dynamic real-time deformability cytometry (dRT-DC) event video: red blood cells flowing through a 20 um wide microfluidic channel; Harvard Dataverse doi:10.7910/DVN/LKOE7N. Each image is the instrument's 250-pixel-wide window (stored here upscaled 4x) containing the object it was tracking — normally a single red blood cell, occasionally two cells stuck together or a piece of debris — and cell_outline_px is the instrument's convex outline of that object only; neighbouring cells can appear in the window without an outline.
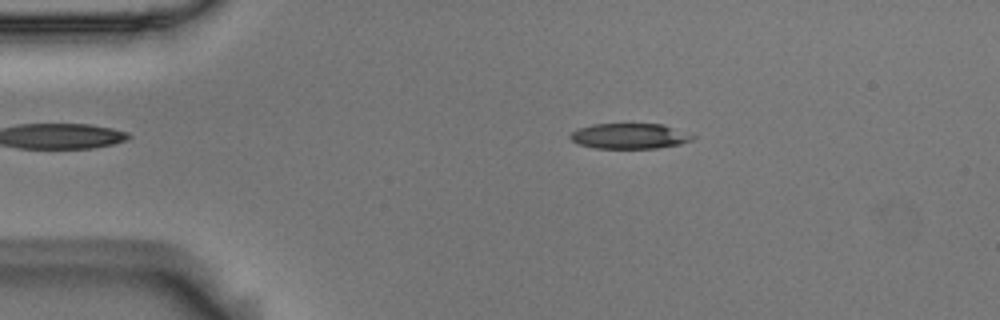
{"species": "Egyptian fruit bat (a non-hibernating species)", "species_latin": "Rousettus aegyptiacus", "temperature_condition": "room temperature", "stored_images_in_passage": 54, "camera_frame_rate_fps": 3000, "um_per_image_px": 0.085, "animal": {"sex": "male"}, "frame": {"image": 1, "passage_image": 10, "time_ms": 3.0, "image_size_px": [1000, 320], "cell_outline_px": [[696, 136], [692, 140], [680, 144], [656, 148], [596, 148], [576, 144], [568, 136], [572, 132], [580, 128], [592, 124], [664, 124]], "centroid_in_image_um": [53.5, 11.57], "position_along_channel_um": 31.5, "area_um2": 18.09}}
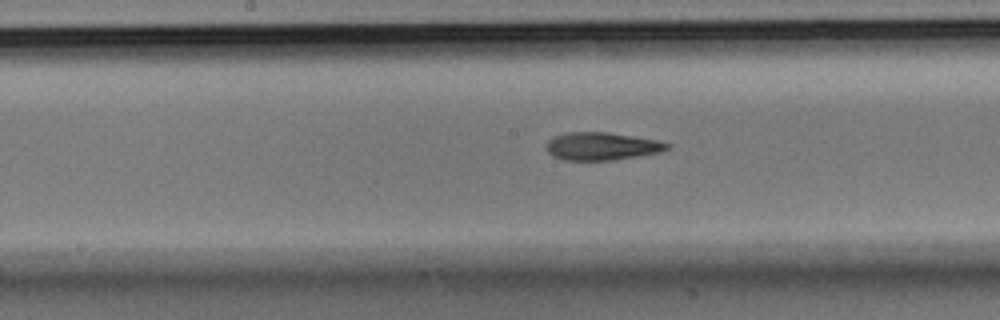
{"frame": {"image": 2, "passage_image": 27, "time_ms": 8.667, "image_size_px": [1000, 320], "cell_outline_px": [[672, 144], [668, 148], [660, 152], [612, 160], [564, 160], [552, 156], [544, 148], [548, 140], [556, 136], [568, 132], [608, 132], [656, 140]], "centroid_in_image_um": [51.11, 12.43], "position_along_channel_um": 197.1, "area_um2": 19.48}}
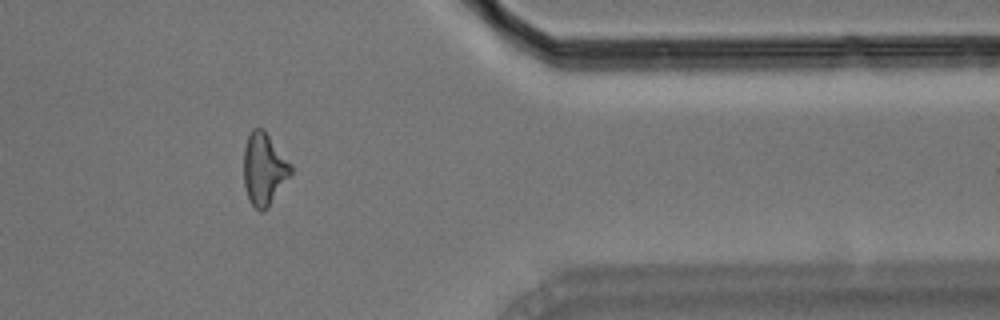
{"frame": {"image": 3, "passage_image": 44, "time_ms": 14.333, "image_size_px": [1000, 320], "cell_outline_px": [[292, 172], [268, 208], [264, 212], [260, 212], [248, 200], [244, 184], [244, 148], [248, 136], [252, 128], [264, 128], [292, 164]], "centroid_in_image_um": [22.44, 14.36], "position_along_channel_um": 389.0, "area_um2": 20.0}, "authors_computed_cell_mechanics": {"area_um2": 19.3919, "velocity_mm_per_s": 3.7188, "shape_relaxation_time_tau1_ms": 6.0977, "shape_relaxation_time_tau2_ms": 5.3622, "deformation_change_tau1": 0.182, "deformation_change_tau2": 0.1672}}